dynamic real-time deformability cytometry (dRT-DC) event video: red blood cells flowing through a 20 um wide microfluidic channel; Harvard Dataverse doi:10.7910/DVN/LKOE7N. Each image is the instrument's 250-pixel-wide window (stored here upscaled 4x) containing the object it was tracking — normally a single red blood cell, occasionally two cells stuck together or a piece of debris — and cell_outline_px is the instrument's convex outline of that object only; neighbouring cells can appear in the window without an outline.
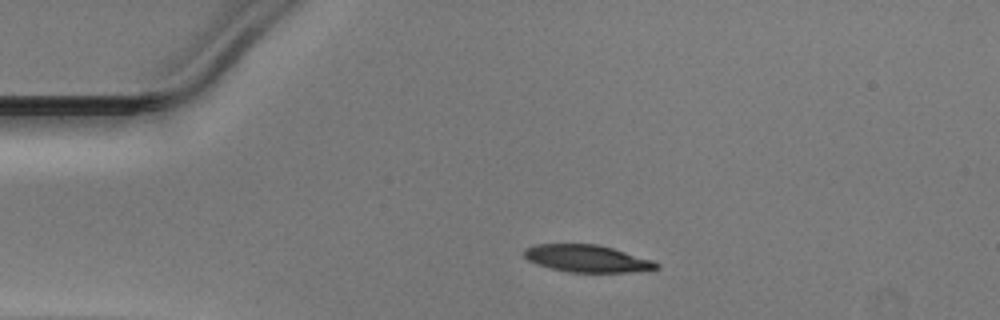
{"species": "Egyptian fruit bat (a non-hibernating species)", "species_latin": "Rousettus aegyptiacus", "temperature_condition": "warm", "stored_images_in_passage": 33, "camera_frame_rate_fps": 3000, "um_per_image_px": 0.085, "animal": {"sex": "male"}, "frame": {"image": 1, "passage_image": 1, "time_ms": 0.0, "image_size_px": [1000, 320], "cell_outline_px": [[660, 268], [648, 272], [568, 272], [536, 264], [528, 260], [524, 256], [524, 248], [536, 244], [596, 244], [612, 248], [652, 260], [660, 264]], "centroid_in_image_um": [49.94, 21.99], "position_along_channel_um": 35.1, "area_um2": 21.1}}
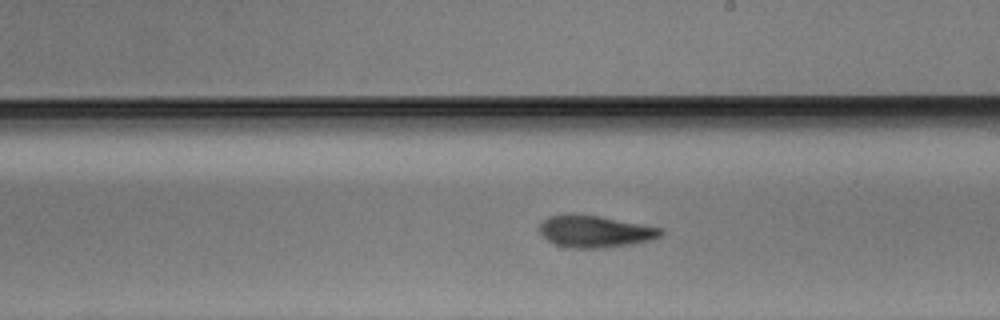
{"frame": {"image": 2, "passage_image": 19, "time_ms": 6.0, "image_size_px": [1000, 320], "cell_outline_px": [[664, 232], [660, 236], [652, 240], [632, 244], [604, 248], [572, 248], [556, 244], [548, 240], [540, 232], [540, 224], [548, 216], [572, 212], [600, 216], [660, 228]], "centroid_in_image_um": [50.56, 19.66], "position_along_channel_um": 238.4, "area_um2": 22.66}}
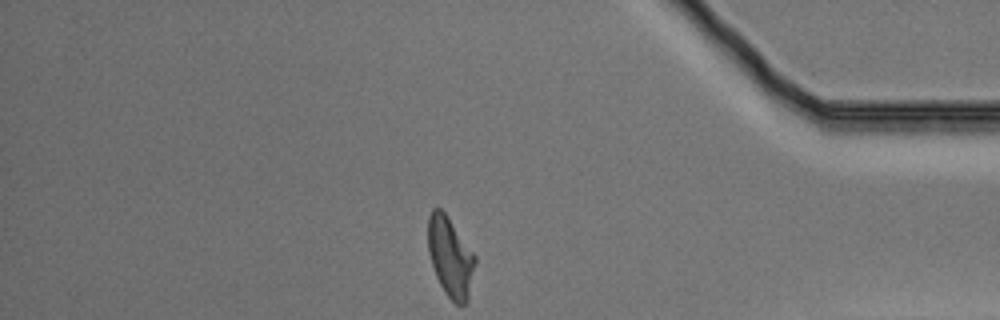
{"frame": {"image": 3, "passage_image": 33, "time_ms": 10.667, "image_size_px": [1000, 320], "cell_outline_px": [[476, 260], [468, 300], [464, 304], [456, 304], [444, 292], [436, 276], [428, 252], [428, 216], [432, 208], [440, 208], [444, 212], [476, 256]], "centroid_in_image_um": [38.27, 21.84], "position_along_channel_um": 396.9, "area_um2": 21.68}}